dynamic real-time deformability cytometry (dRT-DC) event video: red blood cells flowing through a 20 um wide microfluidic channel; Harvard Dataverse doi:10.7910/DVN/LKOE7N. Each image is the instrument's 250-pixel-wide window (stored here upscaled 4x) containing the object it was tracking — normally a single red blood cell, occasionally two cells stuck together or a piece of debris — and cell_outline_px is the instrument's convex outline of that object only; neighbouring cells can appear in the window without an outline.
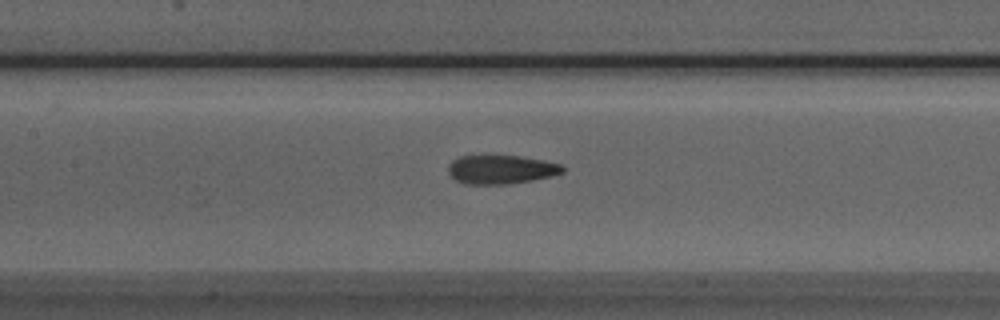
{"species": "Egyptian fruit bat (a non-hibernating species)", "species_latin": "Rousettus aegyptiacus", "temperature_condition": "room temperature", "stored_images_in_passage": 37, "camera_frame_rate_fps": 3000, "um_per_image_px": 0.085, "animal": {"sex": "male"}, "frame": {"image": 1, "passage_image": 8, "time_ms": 2.333, "image_size_px": [1000, 320], "cell_outline_px": [[564, 172], [552, 176], [532, 180], [504, 184], [464, 184], [456, 180], [448, 172], [448, 164], [452, 160], [460, 156], [520, 156], [544, 160], [560, 164], [564, 168]], "centroid_in_image_um": [42.58, 14.4], "position_along_channel_um": 164.8, "area_um2": 19.13}}
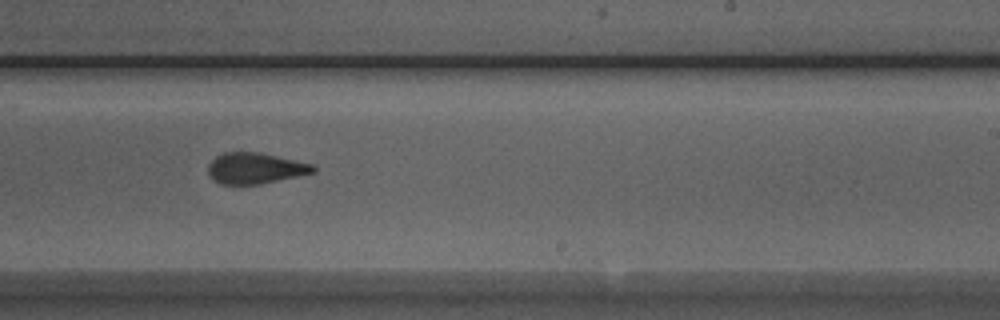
{"frame": {"image": 2, "passage_image": 16, "time_ms": 5.0, "image_size_px": [1000, 320], "cell_outline_px": [[316, 172], [260, 184], [220, 184], [212, 180], [208, 172], [208, 164], [216, 156], [224, 152], [260, 152], [312, 164], [316, 168]], "centroid_in_image_um": [21.67, 14.3], "position_along_channel_um": 267.3, "area_um2": 18.96}}
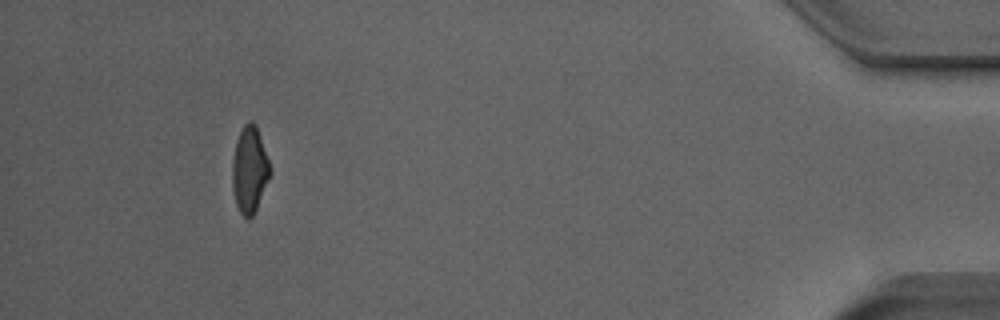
{"frame": {"image": 3, "passage_image": 33, "time_ms": 10.667, "image_size_px": [1000, 320], "cell_outline_px": [[272, 172], [256, 208], [252, 216], [248, 220], [240, 212], [236, 204], [232, 188], [232, 160], [236, 140], [244, 124], [248, 120], [252, 120], [256, 124], [272, 168]], "centroid_in_image_um": [21.22, 14.39], "position_along_channel_um": 414.0, "area_um2": 19.19}}